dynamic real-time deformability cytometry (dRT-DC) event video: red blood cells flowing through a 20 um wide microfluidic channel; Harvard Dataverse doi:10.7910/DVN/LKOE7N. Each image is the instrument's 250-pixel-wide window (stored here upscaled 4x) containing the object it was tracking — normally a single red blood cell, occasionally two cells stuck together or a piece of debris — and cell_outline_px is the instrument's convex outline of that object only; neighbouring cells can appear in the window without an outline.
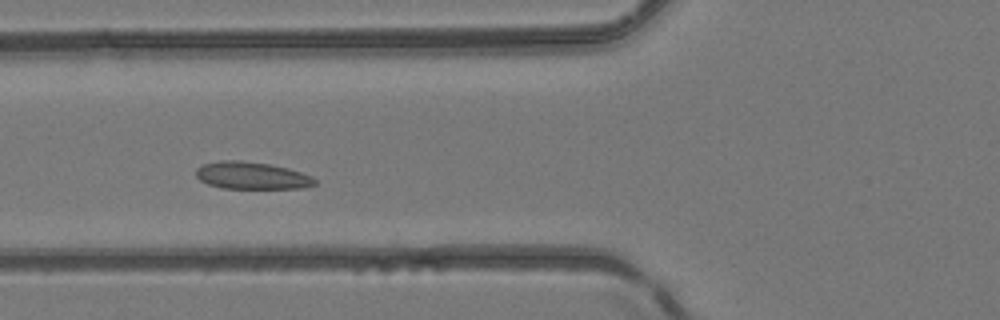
{"species": "common noctule bat (a hibernating species)", "species_latin": "Nyctalus noctula", "temperature_condition": "room temperature", "stored_images_in_passage": 36, "camera_frame_rate_fps": 3000, "um_per_image_px": 0.085, "animal": {"sex": "female", "body_mass_g": 24.6, "forearm_length_mm": 56.2}, "frame": {"image": 1, "passage_image": 5, "time_ms": 1.333, "image_size_px": [1000, 320], "cell_outline_px": [[316, 184], [304, 188], [220, 188], [208, 184], [200, 180], [196, 176], [196, 168], [204, 164], [220, 160], [240, 160], [268, 164], [288, 168], [312, 176], [316, 180]], "centroid_in_image_um": [21.39, 14.92], "position_along_channel_um": 104.4, "area_um2": 18.84}}
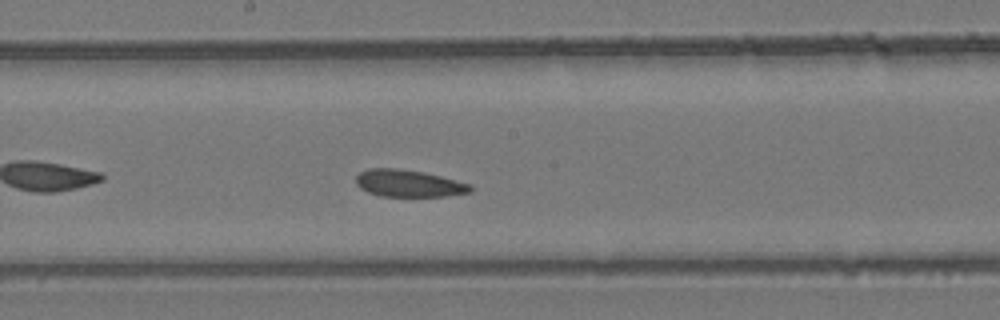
{"frame": {"image": 2, "passage_image": 13, "time_ms": 4.0, "image_size_px": [1000, 320], "cell_outline_px": [[472, 192], [444, 196], [380, 196], [368, 192], [360, 188], [356, 184], [356, 176], [360, 172], [368, 168], [396, 168], [424, 172], [472, 184]], "centroid_in_image_um": [34.73, 15.58], "position_along_channel_um": 213.5, "area_um2": 18.09}}
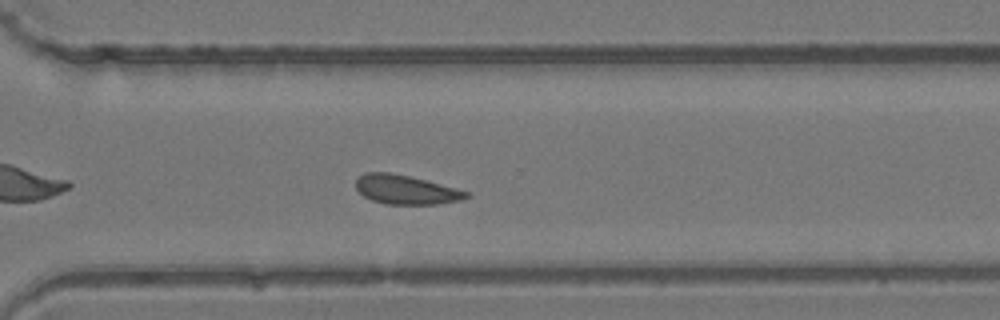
{"frame": {"image": 3, "passage_image": 22, "time_ms": 7.0, "image_size_px": [1000, 320], "cell_outline_px": [[468, 196], [464, 200], [440, 204], [384, 204], [372, 200], [364, 196], [356, 188], [356, 180], [364, 172], [388, 172], [408, 176], [424, 180], [468, 192]], "centroid_in_image_um": [34.47, 16.13], "position_along_channel_um": 336.1, "area_um2": 18.5}}